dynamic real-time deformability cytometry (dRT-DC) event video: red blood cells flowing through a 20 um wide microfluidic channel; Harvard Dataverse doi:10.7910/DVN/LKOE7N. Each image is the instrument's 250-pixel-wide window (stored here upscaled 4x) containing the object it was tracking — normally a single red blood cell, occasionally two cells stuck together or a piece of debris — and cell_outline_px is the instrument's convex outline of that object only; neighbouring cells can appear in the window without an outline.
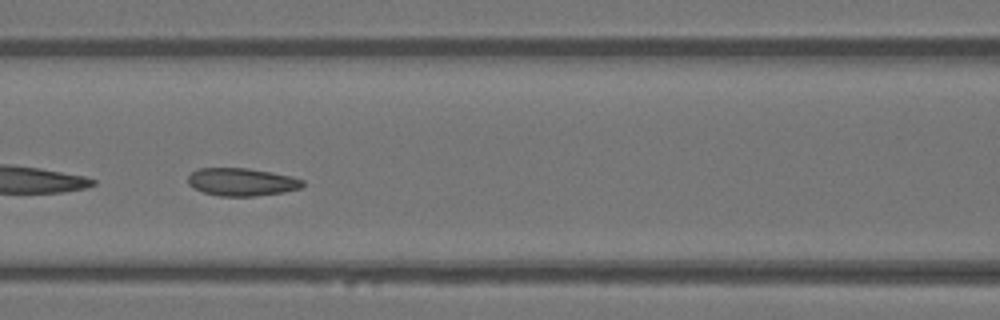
{"species": "Egyptian fruit bat (a non-hibernating species)", "species_latin": "Rousettus aegyptiacus", "temperature_condition": "warm", "stored_images_in_passage": 35, "camera_frame_rate_fps": 3000, "um_per_image_px": 0.085, "animal": {"sex": "female"}, "frame": {"image": 1, "passage_image": 20, "time_ms": 6.333, "image_size_px": [1000, 320], "cell_outline_px": [[304, 184], [300, 188], [284, 192], [252, 196], [220, 196], [204, 192], [188, 184], [188, 176], [196, 168], [248, 168], [272, 172], [292, 176], [304, 180]], "centroid_in_image_um": [20.56, 15.45], "position_along_channel_um": 146.0, "area_um2": 18.55}}